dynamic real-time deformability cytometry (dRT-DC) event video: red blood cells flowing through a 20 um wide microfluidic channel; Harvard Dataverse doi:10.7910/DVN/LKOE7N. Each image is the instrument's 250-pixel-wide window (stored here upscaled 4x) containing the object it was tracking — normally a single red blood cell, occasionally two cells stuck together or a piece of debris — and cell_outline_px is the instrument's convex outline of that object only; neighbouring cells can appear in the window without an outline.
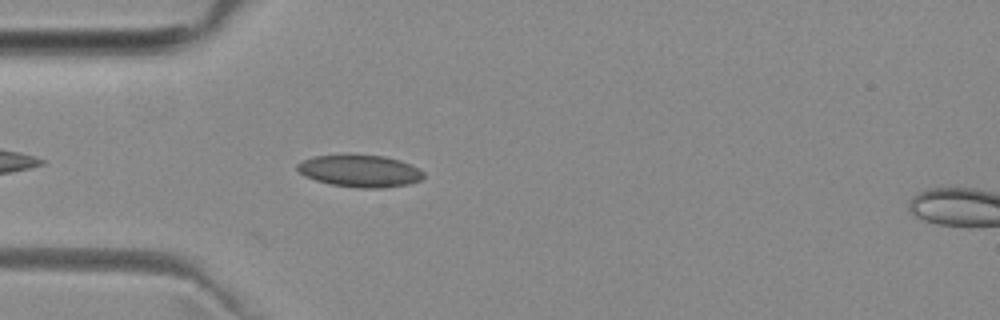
{"species": "common noctule bat (a hibernating species)", "species_latin": "Nyctalus noctula", "temperature_condition": "room temperature", "stored_images_in_passage": 3, "camera_frame_rate_fps": 3000, "um_per_image_px": 0.085, "animal": {"sex": "female", "body_mass_g": 29.2, "forearm_length_mm": 56.3}, "frame": {"image": 1, "passage_image": 3, "time_ms": 2.333, "image_size_px": [1000, 320], "cell_outline_px": [[424, 176], [420, 180], [408, 184], [384, 188], [360, 188], [332, 184], [316, 180], [304, 176], [296, 168], [296, 164], [312, 156], [384, 156], [400, 160], [424, 172]], "centroid_in_image_um": [30.59, 14.55], "position_along_channel_um": 54.4, "area_um2": 23.12}}